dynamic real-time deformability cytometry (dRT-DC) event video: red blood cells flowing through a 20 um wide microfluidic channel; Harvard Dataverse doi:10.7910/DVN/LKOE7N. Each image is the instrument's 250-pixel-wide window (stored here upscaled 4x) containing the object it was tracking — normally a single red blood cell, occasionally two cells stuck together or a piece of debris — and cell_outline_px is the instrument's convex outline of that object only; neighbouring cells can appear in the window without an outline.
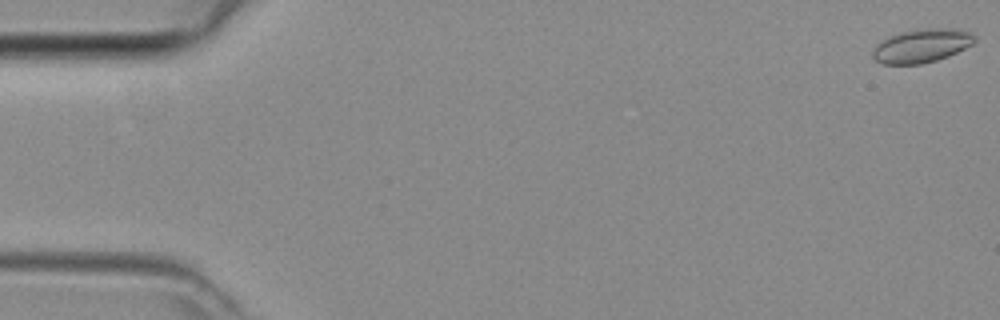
{"species": "common noctule bat (a hibernating species)", "species_latin": "Nyctalus noctula", "temperature_condition": "room temperature", "stored_images_in_passage": 47, "camera_frame_rate_fps": 3000, "um_per_image_px": 0.085, "animal": {"sex": "female", "body_mass_g": 29.2, "forearm_length_mm": 56.3}, "frame": {"image": 1, "passage_image": 1, "time_ms": 0.0, "image_size_px": [1000, 320], "cell_outline_px": [[976, 40], [972, 44], [948, 56], [936, 60], [920, 64], [880, 64], [872, 56], [872, 52], [876, 44], [888, 36], [900, 32], [932, 28], [956, 28], [968, 32], [976, 36]], "centroid_in_image_um": [78.32, 3.89], "position_along_channel_um": 6.7, "area_um2": 19.88}}
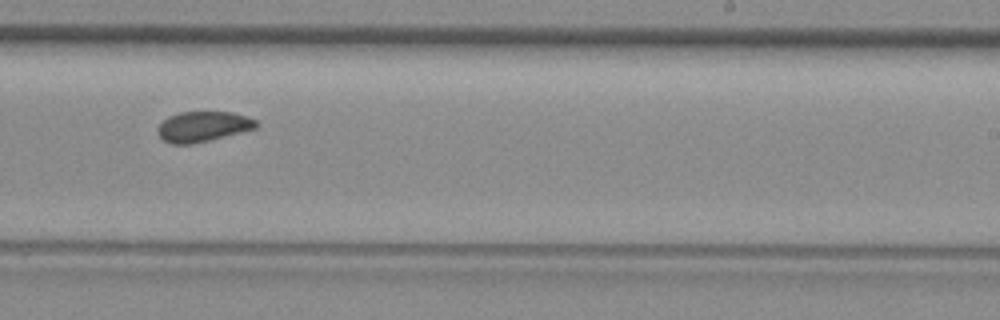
{"frame": {"image": 2, "passage_image": 29, "time_ms": 9.333, "image_size_px": [1000, 320], "cell_outline_px": [[260, 124], [256, 128], [192, 144], [172, 144], [164, 140], [160, 136], [156, 128], [168, 116], [180, 112], [232, 112], [256, 120]], "centroid_in_image_um": [17.24, 10.75], "position_along_channel_um": 271.8, "area_um2": 17.17}}
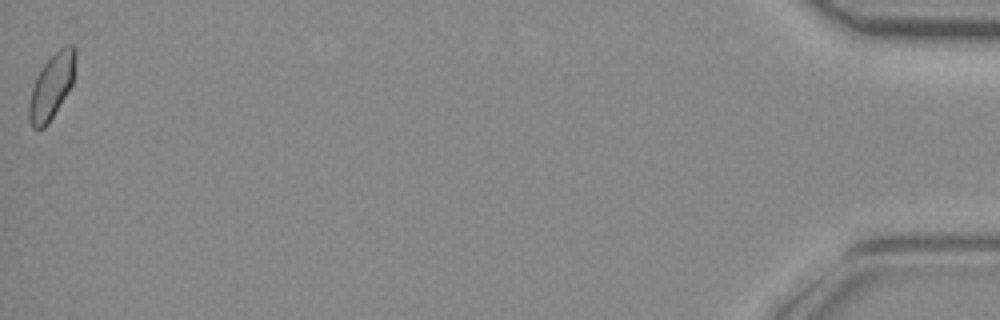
{"frame": {"image": 3, "passage_image": 47, "time_ms": 15.333, "image_size_px": [1000, 320], "cell_outline_px": [[76, 56], [72, 84], [48, 124], [44, 128], [32, 128], [28, 120], [28, 104], [32, 88], [36, 76], [44, 64], [60, 48], [68, 44], [72, 44], [76, 48]], "centroid_in_image_um": [4.37, 7.34], "position_along_channel_um": 430.8, "area_um2": 17.46}}